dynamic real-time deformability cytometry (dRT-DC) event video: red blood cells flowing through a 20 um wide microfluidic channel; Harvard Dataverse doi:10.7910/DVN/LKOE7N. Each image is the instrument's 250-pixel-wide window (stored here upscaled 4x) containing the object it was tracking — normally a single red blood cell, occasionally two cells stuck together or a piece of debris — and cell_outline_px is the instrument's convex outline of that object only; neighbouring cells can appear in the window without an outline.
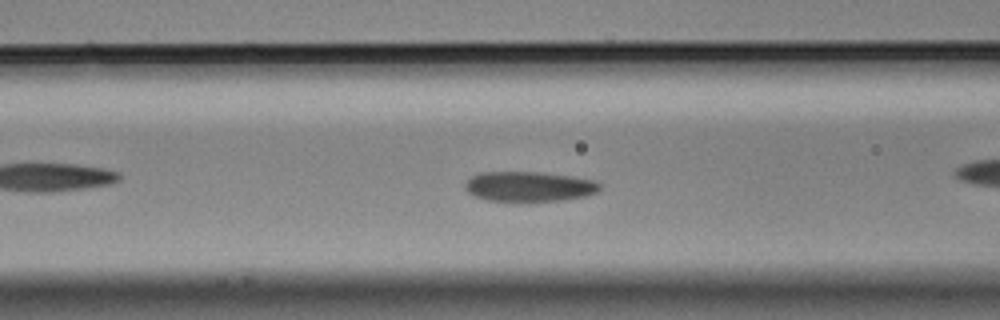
{"species": "Egyptian fruit bat (a non-hibernating species)", "species_latin": "Rousettus aegyptiacus", "temperature_condition": "cold", "stored_images_in_passage": 51, "camera_frame_rate_fps": 3000, "um_per_image_px": 0.085, "animal": {"sex": "male"}, "frame": {"image": 1, "passage_image": 15, "time_ms": 4.667, "image_size_px": [1000, 320], "cell_outline_px": [[600, 192], [584, 196], [560, 200], [516, 204], [488, 200], [476, 196], [468, 192], [464, 188], [464, 184], [472, 176], [480, 172], [540, 172], [572, 176], [596, 180], [600, 184]], "centroid_in_image_um": [44.97, 15.88], "position_along_channel_um": 121.6, "area_um2": 24.33}}
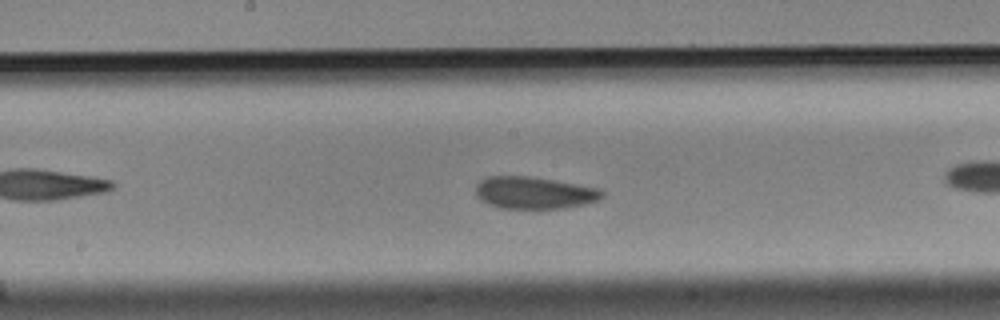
{"frame": {"image": 2, "passage_image": 22, "time_ms": 7.0, "image_size_px": [1000, 320], "cell_outline_px": [[604, 196], [596, 200], [584, 204], [564, 208], [500, 208], [488, 204], [480, 200], [476, 196], [476, 184], [484, 176], [528, 176], [600, 188], [604, 192]], "centroid_in_image_um": [45.36, 16.38], "position_along_channel_um": 202.8, "area_um2": 23.64}, "authors_computed_cell_mechanics": {"area_um2": 23.6402, "velocity_mm_per_s": 3.4741, "shape_relaxation_time_tau1_ms": 3.8974, "shape_relaxation_time_tau2_ms": 4.503, "deformation_change_tau1": 0.1, "deformation_change_tau2": 0.0955}}